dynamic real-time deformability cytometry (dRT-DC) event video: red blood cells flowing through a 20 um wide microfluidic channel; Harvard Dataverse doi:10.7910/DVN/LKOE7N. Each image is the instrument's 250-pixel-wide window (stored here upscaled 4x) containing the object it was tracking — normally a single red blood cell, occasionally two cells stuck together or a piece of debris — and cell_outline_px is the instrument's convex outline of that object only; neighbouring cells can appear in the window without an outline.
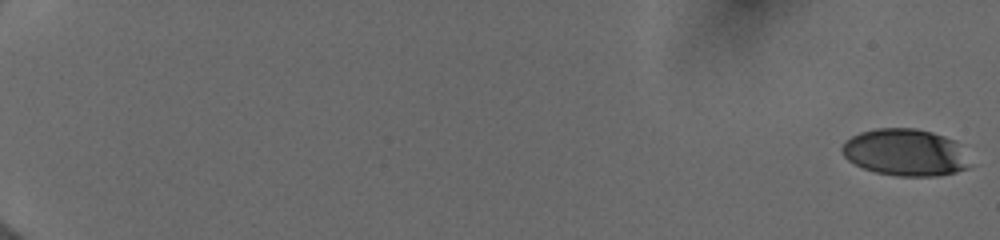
{"species": "human", "species_latin": "Homo sapiens", "temperature_condition": "cold", "stored_images_in_passage": 56, "camera_frame_rate_fps": 3000, "um_per_image_px": 0.085, "donor": {"sex": "female"}, "frame": {"image": 1, "passage_image": 1, "time_ms": 0.0, "image_size_px": [1000, 240], "cell_outline_px": [[972, 164], [968, 168], [956, 172], [936, 176], [896, 176], [876, 172], [864, 168], [848, 160], [844, 156], [840, 148], [844, 140], [860, 132], [876, 128], [916, 128], [932, 132], [944, 136], [952, 140]], "centroid_in_image_um": [76.9, 12.96], "position_along_channel_um": 8.1, "area_um2": 34.85}}
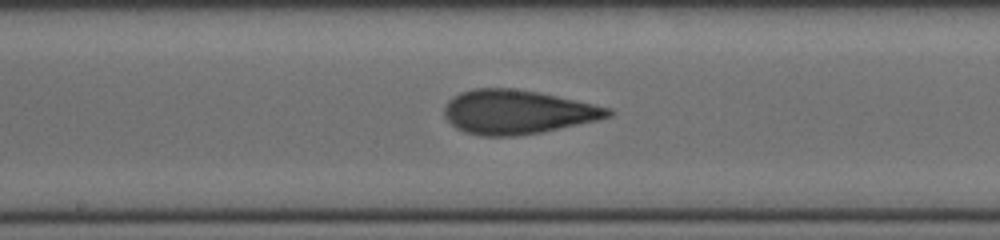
{"frame": {"image": 2, "passage_image": 33, "time_ms": 10.667, "image_size_px": [1000, 240], "cell_outline_px": [[612, 116], [596, 120], [560, 128], [540, 132], [516, 136], [480, 136], [464, 132], [456, 128], [444, 116], [444, 108], [448, 100], [460, 92], [476, 88], [512, 88], [540, 92], [612, 108]], "centroid_in_image_um": [43.96, 9.51], "position_along_channel_um": 204.2, "area_um2": 42.02}}
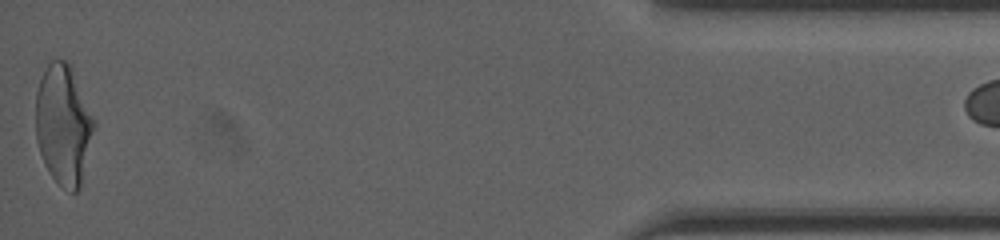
{"frame": {"image": 3, "passage_image": 55, "time_ms": 18.0, "image_size_px": [1000, 240], "cell_outline_px": [[96, 124], [80, 188], [76, 192], [72, 192], [56, 184], [48, 172], [44, 164], [36, 140], [36, 92], [40, 80], [48, 64], [52, 60], [64, 60], [72, 68]], "centroid_in_image_um": [5.39, 10.65], "position_along_channel_um": 429.8, "area_um2": 40.75}}